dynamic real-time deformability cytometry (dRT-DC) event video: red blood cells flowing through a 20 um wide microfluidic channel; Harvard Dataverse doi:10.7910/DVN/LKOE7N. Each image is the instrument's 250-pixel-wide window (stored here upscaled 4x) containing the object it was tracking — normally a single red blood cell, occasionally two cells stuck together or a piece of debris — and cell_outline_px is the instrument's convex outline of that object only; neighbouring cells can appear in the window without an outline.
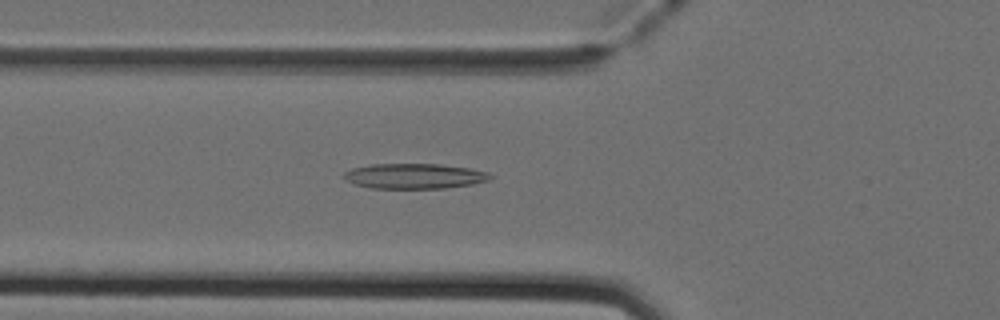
{"species": "Egyptian fruit bat (a non-hibernating species)", "species_latin": "Rousettus aegyptiacus", "temperature_condition": "cold", "stored_images_in_passage": 51, "camera_frame_rate_fps": 3000, "um_per_image_px": 0.085, "animal": {"sex": "female"}, "frame": {"image": 1, "passage_image": 18, "time_ms": 5.667, "image_size_px": [1000, 320], "cell_outline_px": [[492, 176], [488, 180], [472, 184], [444, 188], [372, 188], [352, 184], [344, 180], [344, 172], [352, 168], [372, 164], [440, 164], [468, 168], [488, 172]], "centroid_in_image_um": [35.17, 14.97], "position_along_channel_um": 90.6, "area_um2": 21.44}}
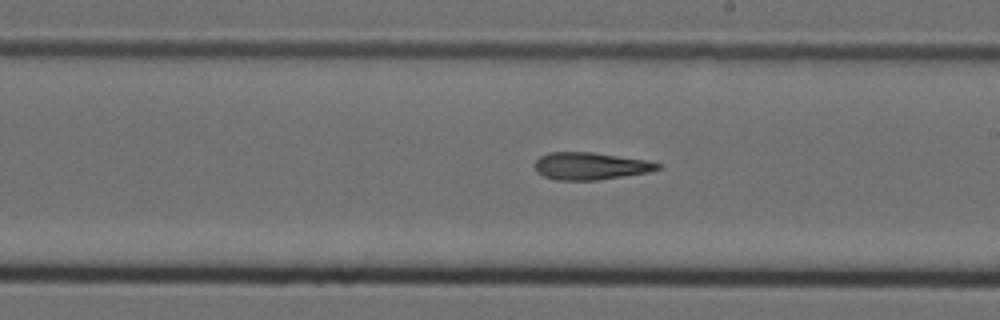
{"frame": {"image": 2, "passage_image": 29, "time_ms": 9.333, "image_size_px": [1000, 320], "cell_outline_px": [[660, 168], [648, 172], [596, 180], [556, 180], [544, 176], [536, 172], [536, 160], [540, 156], [548, 152], [592, 152], [648, 160], [660, 164]], "centroid_in_image_um": [50.17, 14.1], "position_along_channel_um": 238.8, "area_um2": 19.42}}
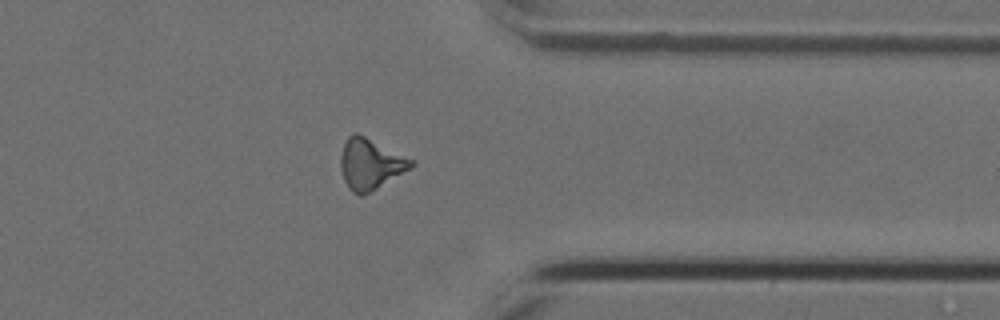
{"frame": {"image": 3, "passage_image": 40, "time_ms": 13.0, "image_size_px": [1000, 320], "cell_outline_px": [[416, 164], [412, 168], [368, 192], [360, 196], [352, 192], [348, 188], [344, 180], [340, 168], [340, 156], [344, 144], [348, 136], [352, 132], [356, 132], [416, 160]], "centroid_in_image_um": [31.49, 13.92], "position_along_channel_um": 379.9, "area_um2": 20.92}}